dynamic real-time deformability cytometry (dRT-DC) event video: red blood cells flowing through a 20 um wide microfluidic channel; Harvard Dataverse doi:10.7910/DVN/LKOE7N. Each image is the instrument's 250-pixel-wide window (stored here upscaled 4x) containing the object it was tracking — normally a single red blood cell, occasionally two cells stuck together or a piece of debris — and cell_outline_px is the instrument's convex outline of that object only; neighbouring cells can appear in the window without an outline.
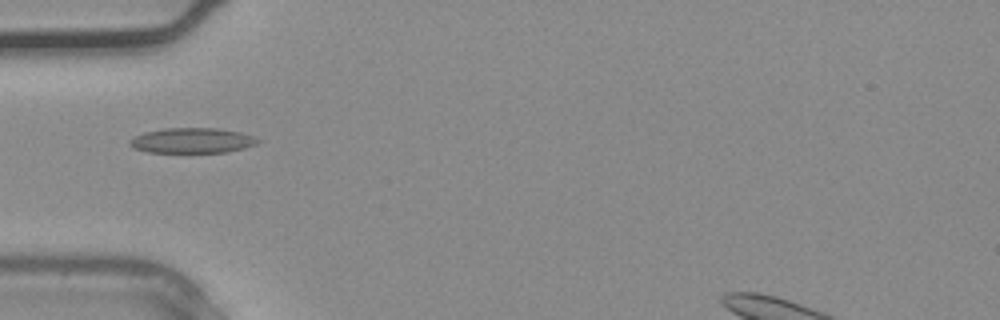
{"species": "common noctule bat (a hibernating species)", "species_latin": "Nyctalus noctula", "temperature_condition": "warm", "stored_images_in_passage": 25, "camera_frame_rate_fps": 3000, "um_per_image_px": 0.085, "animal": {"sex": "male", "body_mass_g": 20.4}, "frame": {"image": 1, "passage_image": 1, "time_ms": 0.0, "image_size_px": [1000, 320], "cell_outline_px": [[260, 140], [256, 144], [244, 148], [228, 152], [148, 152], [132, 148], [128, 144], [128, 140], [144, 132], [164, 128], [216, 128], [240, 132], [256, 136]], "centroid_in_image_um": [16.33, 11.94], "position_along_channel_um": 68.7, "area_um2": 18.9}}